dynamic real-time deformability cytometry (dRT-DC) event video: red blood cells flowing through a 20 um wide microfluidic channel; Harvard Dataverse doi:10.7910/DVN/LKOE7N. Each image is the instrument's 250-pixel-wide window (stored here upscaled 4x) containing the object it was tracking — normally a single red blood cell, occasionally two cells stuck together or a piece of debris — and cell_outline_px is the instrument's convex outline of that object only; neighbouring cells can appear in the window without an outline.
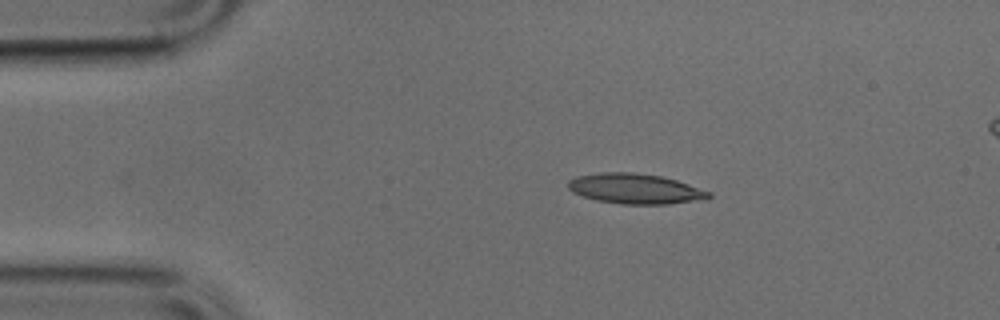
{"species": "common noctule bat (a hibernating species)", "species_latin": "Nyctalus noctula", "temperature_condition": "cold", "stored_images_in_passage": 31, "camera_frame_rate_fps": 3000, "um_per_image_px": 0.085, "animal": {"sex": "male", "body_mass_g": 17.9, "forearm_length_mm": 54.2}, "frame": {"image": 1, "passage_image": 1, "time_ms": 0.0, "image_size_px": [1000, 320], "cell_outline_px": [[712, 196], [708, 200], [668, 204], [620, 204], [596, 200], [572, 192], [568, 188], [568, 180], [576, 176], [600, 172], [632, 172], [660, 176], [676, 180], [712, 192]], "centroid_in_image_um": [54.03, 16.05], "position_along_channel_um": 31.0, "area_um2": 24.97}}
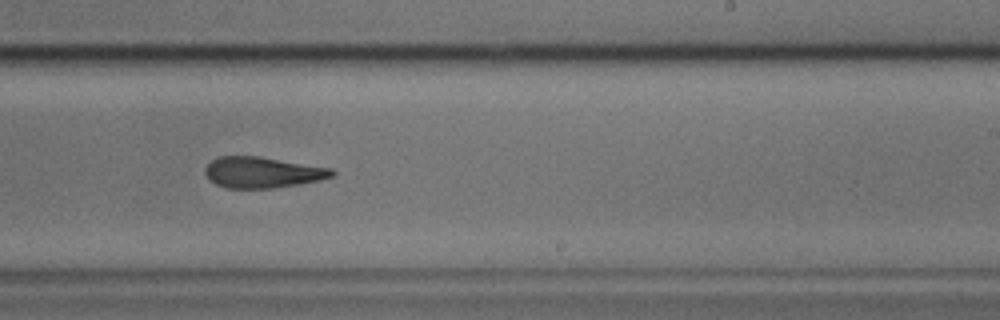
{"frame": {"image": 2, "passage_image": 22, "time_ms": 7.0, "image_size_px": [1000, 320], "cell_outline_px": [[336, 176], [320, 180], [272, 188], [228, 188], [216, 184], [208, 180], [204, 172], [204, 168], [212, 160], [220, 156], [260, 156], [332, 168], [336, 172]], "centroid_in_image_um": [22.31, 14.64], "position_along_channel_um": 266.7, "area_um2": 23.0}}
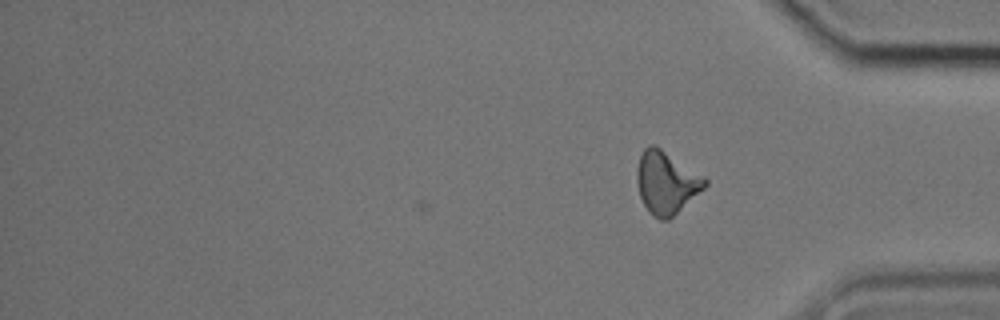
{"frame": {"image": 3, "passage_image": 31, "time_ms": 10.0, "image_size_px": [1000, 320], "cell_outline_px": [[708, 184], [704, 188], [668, 220], [660, 220], [648, 212], [640, 196], [636, 180], [636, 168], [640, 156], [644, 148], [648, 144], [656, 144], [704, 176], [708, 180]], "centroid_in_image_um": [56.62, 15.48], "position_along_channel_um": 378.6, "area_um2": 24.85}}